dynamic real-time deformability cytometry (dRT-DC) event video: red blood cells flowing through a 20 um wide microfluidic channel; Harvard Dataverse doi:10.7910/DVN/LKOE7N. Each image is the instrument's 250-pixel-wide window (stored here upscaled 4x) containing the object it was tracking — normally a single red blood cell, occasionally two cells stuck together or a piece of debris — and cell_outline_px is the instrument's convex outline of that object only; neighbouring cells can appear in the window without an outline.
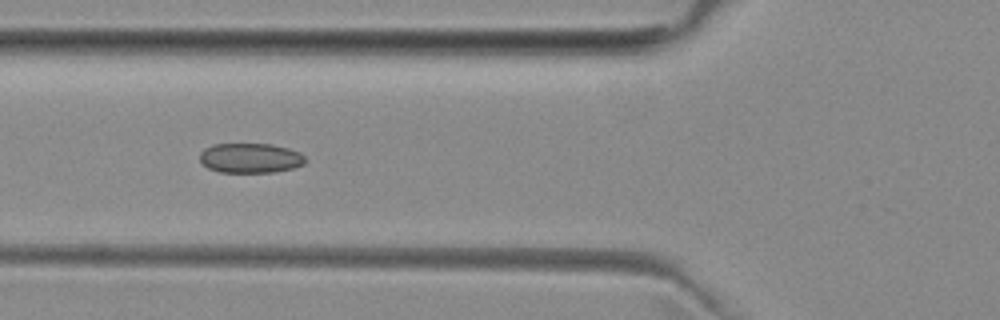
{"species": "common noctule bat (a hibernating species)", "species_latin": "Nyctalus noctula", "temperature_condition": "room temperature", "stored_images_in_passage": 7, "camera_frame_rate_fps": 3000, "um_per_image_px": 0.085, "animal": {"sex": "female", "body_mass_g": 29.2, "forearm_length_mm": 56.3}, "frame": {"image": 1, "passage_image": 5, "time_ms": 6.0, "image_size_px": [1000, 320], "cell_outline_px": [[304, 164], [292, 168], [276, 172], [220, 172], [208, 168], [200, 160], [200, 152], [204, 148], [216, 144], [272, 144], [288, 148], [300, 152], [304, 156]], "centroid_in_image_um": [21.28, 13.43], "position_along_channel_um": 104.5, "area_um2": 18.26}}
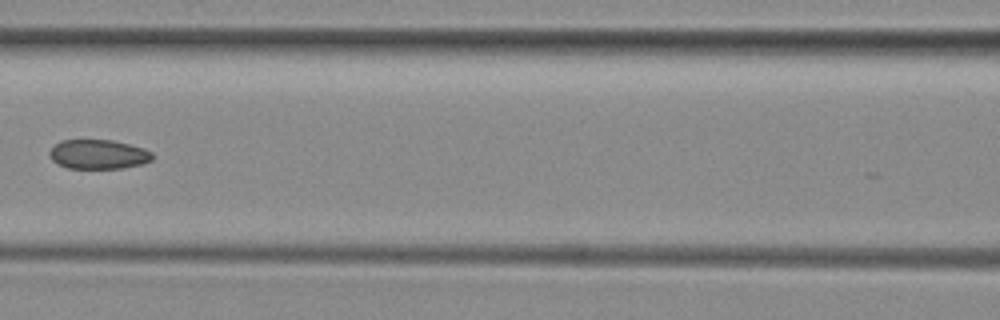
{"frame": {"image": 2, "passage_image": 6, "time_ms": 7.333, "image_size_px": [1000, 320], "cell_outline_px": [[152, 160], [140, 164], [120, 168], [68, 168], [52, 160], [48, 152], [60, 140], [112, 140], [144, 148], [152, 152]], "centroid_in_image_um": [8.35, 13.11], "position_along_channel_um": 158.2, "area_um2": 17.4}}